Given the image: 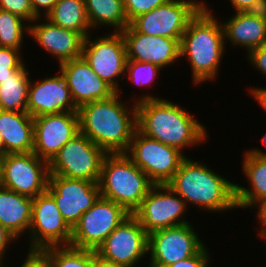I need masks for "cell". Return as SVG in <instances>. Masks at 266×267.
Listing matches in <instances>:
<instances>
[{
  "mask_svg": "<svg viewBox=\"0 0 266 267\" xmlns=\"http://www.w3.org/2000/svg\"><path fill=\"white\" fill-rule=\"evenodd\" d=\"M149 234L133 216L116 227L95 251L101 257L127 267H134L148 255Z\"/></svg>",
  "mask_w": 266,
  "mask_h": 267,
  "instance_id": "obj_16",
  "label": "cell"
},
{
  "mask_svg": "<svg viewBox=\"0 0 266 267\" xmlns=\"http://www.w3.org/2000/svg\"><path fill=\"white\" fill-rule=\"evenodd\" d=\"M3 156H0V186L2 185V173H3Z\"/></svg>",
  "mask_w": 266,
  "mask_h": 267,
  "instance_id": "obj_48",
  "label": "cell"
},
{
  "mask_svg": "<svg viewBox=\"0 0 266 267\" xmlns=\"http://www.w3.org/2000/svg\"><path fill=\"white\" fill-rule=\"evenodd\" d=\"M73 101L80 106L113 96L116 91L101 79L83 57L59 64Z\"/></svg>",
  "mask_w": 266,
  "mask_h": 267,
  "instance_id": "obj_20",
  "label": "cell"
},
{
  "mask_svg": "<svg viewBox=\"0 0 266 267\" xmlns=\"http://www.w3.org/2000/svg\"><path fill=\"white\" fill-rule=\"evenodd\" d=\"M21 50L0 47V68H26Z\"/></svg>",
  "mask_w": 266,
  "mask_h": 267,
  "instance_id": "obj_34",
  "label": "cell"
},
{
  "mask_svg": "<svg viewBox=\"0 0 266 267\" xmlns=\"http://www.w3.org/2000/svg\"><path fill=\"white\" fill-rule=\"evenodd\" d=\"M45 18L55 25L80 33L84 38L92 31L84 0H59Z\"/></svg>",
  "mask_w": 266,
  "mask_h": 267,
  "instance_id": "obj_26",
  "label": "cell"
},
{
  "mask_svg": "<svg viewBox=\"0 0 266 267\" xmlns=\"http://www.w3.org/2000/svg\"><path fill=\"white\" fill-rule=\"evenodd\" d=\"M248 92H250L251 96H253L252 98L255 99L263 108V110L266 112V89L264 88H249Z\"/></svg>",
  "mask_w": 266,
  "mask_h": 267,
  "instance_id": "obj_42",
  "label": "cell"
},
{
  "mask_svg": "<svg viewBox=\"0 0 266 267\" xmlns=\"http://www.w3.org/2000/svg\"><path fill=\"white\" fill-rule=\"evenodd\" d=\"M246 57L249 59L250 64L266 77V43L252 49Z\"/></svg>",
  "mask_w": 266,
  "mask_h": 267,
  "instance_id": "obj_36",
  "label": "cell"
},
{
  "mask_svg": "<svg viewBox=\"0 0 266 267\" xmlns=\"http://www.w3.org/2000/svg\"><path fill=\"white\" fill-rule=\"evenodd\" d=\"M25 33L29 34V24L24 19L0 9V47L21 50Z\"/></svg>",
  "mask_w": 266,
  "mask_h": 267,
  "instance_id": "obj_30",
  "label": "cell"
},
{
  "mask_svg": "<svg viewBox=\"0 0 266 267\" xmlns=\"http://www.w3.org/2000/svg\"><path fill=\"white\" fill-rule=\"evenodd\" d=\"M12 74H29L26 68H0V79L12 78Z\"/></svg>",
  "mask_w": 266,
  "mask_h": 267,
  "instance_id": "obj_44",
  "label": "cell"
},
{
  "mask_svg": "<svg viewBox=\"0 0 266 267\" xmlns=\"http://www.w3.org/2000/svg\"><path fill=\"white\" fill-rule=\"evenodd\" d=\"M78 108L80 133L106 153H125L137 129V106L120 101V94ZM130 112V113H129Z\"/></svg>",
  "mask_w": 266,
  "mask_h": 267,
  "instance_id": "obj_2",
  "label": "cell"
},
{
  "mask_svg": "<svg viewBox=\"0 0 266 267\" xmlns=\"http://www.w3.org/2000/svg\"><path fill=\"white\" fill-rule=\"evenodd\" d=\"M32 206L33 198L0 186V224L17 239L30 229Z\"/></svg>",
  "mask_w": 266,
  "mask_h": 267,
  "instance_id": "obj_24",
  "label": "cell"
},
{
  "mask_svg": "<svg viewBox=\"0 0 266 267\" xmlns=\"http://www.w3.org/2000/svg\"><path fill=\"white\" fill-rule=\"evenodd\" d=\"M168 1L169 0H123L129 24L138 16L143 15L156 7L164 5Z\"/></svg>",
  "mask_w": 266,
  "mask_h": 267,
  "instance_id": "obj_32",
  "label": "cell"
},
{
  "mask_svg": "<svg viewBox=\"0 0 266 267\" xmlns=\"http://www.w3.org/2000/svg\"><path fill=\"white\" fill-rule=\"evenodd\" d=\"M121 33L128 60L153 63L163 69L180 59V40L138 33L130 24Z\"/></svg>",
  "mask_w": 266,
  "mask_h": 267,
  "instance_id": "obj_19",
  "label": "cell"
},
{
  "mask_svg": "<svg viewBox=\"0 0 266 267\" xmlns=\"http://www.w3.org/2000/svg\"><path fill=\"white\" fill-rule=\"evenodd\" d=\"M190 223L149 234V266L167 267L195 255L205 244Z\"/></svg>",
  "mask_w": 266,
  "mask_h": 267,
  "instance_id": "obj_13",
  "label": "cell"
},
{
  "mask_svg": "<svg viewBox=\"0 0 266 267\" xmlns=\"http://www.w3.org/2000/svg\"><path fill=\"white\" fill-rule=\"evenodd\" d=\"M186 157L167 184L187 204L211 212L237 208L235 184L208 165Z\"/></svg>",
  "mask_w": 266,
  "mask_h": 267,
  "instance_id": "obj_4",
  "label": "cell"
},
{
  "mask_svg": "<svg viewBox=\"0 0 266 267\" xmlns=\"http://www.w3.org/2000/svg\"><path fill=\"white\" fill-rule=\"evenodd\" d=\"M0 134L6 154L33 152L34 120L27 112L0 110Z\"/></svg>",
  "mask_w": 266,
  "mask_h": 267,
  "instance_id": "obj_22",
  "label": "cell"
},
{
  "mask_svg": "<svg viewBox=\"0 0 266 267\" xmlns=\"http://www.w3.org/2000/svg\"><path fill=\"white\" fill-rule=\"evenodd\" d=\"M91 29L101 25L112 26L121 32L128 25L123 0H84Z\"/></svg>",
  "mask_w": 266,
  "mask_h": 267,
  "instance_id": "obj_27",
  "label": "cell"
},
{
  "mask_svg": "<svg viewBox=\"0 0 266 267\" xmlns=\"http://www.w3.org/2000/svg\"><path fill=\"white\" fill-rule=\"evenodd\" d=\"M262 143H263V145L266 146V135L263 136ZM248 152L250 154H252V155H256V156H259V157H266V152H264L263 150L261 151L258 148H255V149L254 148L253 149L251 148L250 150H248Z\"/></svg>",
  "mask_w": 266,
  "mask_h": 267,
  "instance_id": "obj_46",
  "label": "cell"
},
{
  "mask_svg": "<svg viewBox=\"0 0 266 267\" xmlns=\"http://www.w3.org/2000/svg\"><path fill=\"white\" fill-rule=\"evenodd\" d=\"M47 191L53 196L64 221L71 229L101 196L96 182L51 174Z\"/></svg>",
  "mask_w": 266,
  "mask_h": 267,
  "instance_id": "obj_15",
  "label": "cell"
},
{
  "mask_svg": "<svg viewBox=\"0 0 266 267\" xmlns=\"http://www.w3.org/2000/svg\"><path fill=\"white\" fill-rule=\"evenodd\" d=\"M100 195L133 214L153 187L148 176L125 153H107L99 179Z\"/></svg>",
  "mask_w": 266,
  "mask_h": 267,
  "instance_id": "obj_5",
  "label": "cell"
},
{
  "mask_svg": "<svg viewBox=\"0 0 266 267\" xmlns=\"http://www.w3.org/2000/svg\"><path fill=\"white\" fill-rule=\"evenodd\" d=\"M244 12L266 21V0H256Z\"/></svg>",
  "mask_w": 266,
  "mask_h": 267,
  "instance_id": "obj_40",
  "label": "cell"
},
{
  "mask_svg": "<svg viewBox=\"0 0 266 267\" xmlns=\"http://www.w3.org/2000/svg\"><path fill=\"white\" fill-rule=\"evenodd\" d=\"M48 267H91L93 250L53 246L35 253Z\"/></svg>",
  "mask_w": 266,
  "mask_h": 267,
  "instance_id": "obj_29",
  "label": "cell"
},
{
  "mask_svg": "<svg viewBox=\"0 0 266 267\" xmlns=\"http://www.w3.org/2000/svg\"><path fill=\"white\" fill-rule=\"evenodd\" d=\"M202 7L188 23L180 40V58L186 57L192 69L193 84L216 79L225 52L222 22Z\"/></svg>",
  "mask_w": 266,
  "mask_h": 267,
  "instance_id": "obj_3",
  "label": "cell"
},
{
  "mask_svg": "<svg viewBox=\"0 0 266 267\" xmlns=\"http://www.w3.org/2000/svg\"><path fill=\"white\" fill-rule=\"evenodd\" d=\"M210 254L204 245L195 255L167 267H209Z\"/></svg>",
  "mask_w": 266,
  "mask_h": 267,
  "instance_id": "obj_35",
  "label": "cell"
},
{
  "mask_svg": "<svg viewBox=\"0 0 266 267\" xmlns=\"http://www.w3.org/2000/svg\"><path fill=\"white\" fill-rule=\"evenodd\" d=\"M91 267H127L121 264H117L115 262H112L110 260H107L100 255H98L94 250H93V258H92V264Z\"/></svg>",
  "mask_w": 266,
  "mask_h": 267,
  "instance_id": "obj_41",
  "label": "cell"
},
{
  "mask_svg": "<svg viewBox=\"0 0 266 267\" xmlns=\"http://www.w3.org/2000/svg\"><path fill=\"white\" fill-rule=\"evenodd\" d=\"M160 69L162 70L161 67L153 63L127 60L125 74L133 84L147 87L154 83L156 76L160 74Z\"/></svg>",
  "mask_w": 266,
  "mask_h": 267,
  "instance_id": "obj_31",
  "label": "cell"
},
{
  "mask_svg": "<svg viewBox=\"0 0 266 267\" xmlns=\"http://www.w3.org/2000/svg\"><path fill=\"white\" fill-rule=\"evenodd\" d=\"M34 120L33 153L48 163L80 133L77 111L37 116Z\"/></svg>",
  "mask_w": 266,
  "mask_h": 267,
  "instance_id": "obj_17",
  "label": "cell"
},
{
  "mask_svg": "<svg viewBox=\"0 0 266 267\" xmlns=\"http://www.w3.org/2000/svg\"><path fill=\"white\" fill-rule=\"evenodd\" d=\"M187 208L184 200L167 184L153 185L132 215L150 234L160 229L190 223L183 216Z\"/></svg>",
  "mask_w": 266,
  "mask_h": 267,
  "instance_id": "obj_12",
  "label": "cell"
},
{
  "mask_svg": "<svg viewBox=\"0 0 266 267\" xmlns=\"http://www.w3.org/2000/svg\"><path fill=\"white\" fill-rule=\"evenodd\" d=\"M256 0H230L234 12H244Z\"/></svg>",
  "mask_w": 266,
  "mask_h": 267,
  "instance_id": "obj_45",
  "label": "cell"
},
{
  "mask_svg": "<svg viewBox=\"0 0 266 267\" xmlns=\"http://www.w3.org/2000/svg\"><path fill=\"white\" fill-rule=\"evenodd\" d=\"M29 24V34L46 52L57 58L59 64L82 57L84 37L73 30L53 24L45 17ZM38 21V22H37ZM35 22V23H34Z\"/></svg>",
  "mask_w": 266,
  "mask_h": 267,
  "instance_id": "obj_21",
  "label": "cell"
},
{
  "mask_svg": "<svg viewBox=\"0 0 266 267\" xmlns=\"http://www.w3.org/2000/svg\"><path fill=\"white\" fill-rule=\"evenodd\" d=\"M125 154L154 185L168 184L187 157L179 149L147 137L138 129Z\"/></svg>",
  "mask_w": 266,
  "mask_h": 267,
  "instance_id": "obj_6",
  "label": "cell"
},
{
  "mask_svg": "<svg viewBox=\"0 0 266 267\" xmlns=\"http://www.w3.org/2000/svg\"><path fill=\"white\" fill-rule=\"evenodd\" d=\"M19 267H48L35 253H28Z\"/></svg>",
  "mask_w": 266,
  "mask_h": 267,
  "instance_id": "obj_43",
  "label": "cell"
},
{
  "mask_svg": "<svg viewBox=\"0 0 266 267\" xmlns=\"http://www.w3.org/2000/svg\"><path fill=\"white\" fill-rule=\"evenodd\" d=\"M258 208L256 217L258 218L259 223L261 222V229L258 236L264 240L266 239V199L259 200L257 203L253 204L251 208Z\"/></svg>",
  "mask_w": 266,
  "mask_h": 267,
  "instance_id": "obj_38",
  "label": "cell"
},
{
  "mask_svg": "<svg viewBox=\"0 0 266 267\" xmlns=\"http://www.w3.org/2000/svg\"><path fill=\"white\" fill-rule=\"evenodd\" d=\"M245 156V157H244ZM242 170L249 181L250 189L235 184L237 208H251L259 200L266 199V157L244 153Z\"/></svg>",
  "mask_w": 266,
  "mask_h": 267,
  "instance_id": "obj_25",
  "label": "cell"
},
{
  "mask_svg": "<svg viewBox=\"0 0 266 267\" xmlns=\"http://www.w3.org/2000/svg\"><path fill=\"white\" fill-rule=\"evenodd\" d=\"M90 36L84 39L82 57L101 79L119 93L118 80L125 78L128 60L122 33L112 30L102 37L91 39Z\"/></svg>",
  "mask_w": 266,
  "mask_h": 267,
  "instance_id": "obj_10",
  "label": "cell"
},
{
  "mask_svg": "<svg viewBox=\"0 0 266 267\" xmlns=\"http://www.w3.org/2000/svg\"><path fill=\"white\" fill-rule=\"evenodd\" d=\"M106 154L86 135L79 133L48 163L49 174L98 183Z\"/></svg>",
  "mask_w": 266,
  "mask_h": 267,
  "instance_id": "obj_7",
  "label": "cell"
},
{
  "mask_svg": "<svg viewBox=\"0 0 266 267\" xmlns=\"http://www.w3.org/2000/svg\"><path fill=\"white\" fill-rule=\"evenodd\" d=\"M30 74H12L0 79V110L27 112Z\"/></svg>",
  "mask_w": 266,
  "mask_h": 267,
  "instance_id": "obj_28",
  "label": "cell"
},
{
  "mask_svg": "<svg viewBox=\"0 0 266 267\" xmlns=\"http://www.w3.org/2000/svg\"><path fill=\"white\" fill-rule=\"evenodd\" d=\"M28 235L31 239L28 253H36L53 246L70 245L72 229L64 221L56 201L47 190L33 198Z\"/></svg>",
  "mask_w": 266,
  "mask_h": 267,
  "instance_id": "obj_9",
  "label": "cell"
},
{
  "mask_svg": "<svg viewBox=\"0 0 266 267\" xmlns=\"http://www.w3.org/2000/svg\"><path fill=\"white\" fill-rule=\"evenodd\" d=\"M137 98V129L145 136L181 152L206 141L205 126L179 104L157 98L151 93Z\"/></svg>",
  "mask_w": 266,
  "mask_h": 267,
  "instance_id": "obj_1",
  "label": "cell"
},
{
  "mask_svg": "<svg viewBox=\"0 0 266 267\" xmlns=\"http://www.w3.org/2000/svg\"><path fill=\"white\" fill-rule=\"evenodd\" d=\"M59 0H31L34 12L39 17H45ZM43 11V12H42Z\"/></svg>",
  "mask_w": 266,
  "mask_h": 267,
  "instance_id": "obj_39",
  "label": "cell"
},
{
  "mask_svg": "<svg viewBox=\"0 0 266 267\" xmlns=\"http://www.w3.org/2000/svg\"><path fill=\"white\" fill-rule=\"evenodd\" d=\"M58 73L55 76L45 77L40 82L30 81L27 113L33 118L78 111L64 76L61 72Z\"/></svg>",
  "mask_w": 266,
  "mask_h": 267,
  "instance_id": "obj_18",
  "label": "cell"
},
{
  "mask_svg": "<svg viewBox=\"0 0 266 267\" xmlns=\"http://www.w3.org/2000/svg\"><path fill=\"white\" fill-rule=\"evenodd\" d=\"M130 215L119 204L100 196L72 228L70 246L96 251L110 233Z\"/></svg>",
  "mask_w": 266,
  "mask_h": 267,
  "instance_id": "obj_8",
  "label": "cell"
},
{
  "mask_svg": "<svg viewBox=\"0 0 266 267\" xmlns=\"http://www.w3.org/2000/svg\"><path fill=\"white\" fill-rule=\"evenodd\" d=\"M226 39L234 46H241L247 54L254 48L266 43V21L248 15L245 12H236L227 21L222 23Z\"/></svg>",
  "mask_w": 266,
  "mask_h": 267,
  "instance_id": "obj_23",
  "label": "cell"
},
{
  "mask_svg": "<svg viewBox=\"0 0 266 267\" xmlns=\"http://www.w3.org/2000/svg\"><path fill=\"white\" fill-rule=\"evenodd\" d=\"M6 152H5V145H4V140L2 135L0 134V156H5Z\"/></svg>",
  "mask_w": 266,
  "mask_h": 267,
  "instance_id": "obj_47",
  "label": "cell"
},
{
  "mask_svg": "<svg viewBox=\"0 0 266 267\" xmlns=\"http://www.w3.org/2000/svg\"><path fill=\"white\" fill-rule=\"evenodd\" d=\"M48 162L33 152L9 153L3 159L2 187L31 198L48 186Z\"/></svg>",
  "mask_w": 266,
  "mask_h": 267,
  "instance_id": "obj_14",
  "label": "cell"
},
{
  "mask_svg": "<svg viewBox=\"0 0 266 267\" xmlns=\"http://www.w3.org/2000/svg\"><path fill=\"white\" fill-rule=\"evenodd\" d=\"M0 9L20 16L29 24L39 17L33 10L31 0H0Z\"/></svg>",
  "mask_w": 266,
  "mask_h": 267,
  "instance_id": "obj_33",
  "label": "cell"
},
{
  "mask_svg": "<svg viewBox=\"0 0 266 267\" xmlns=\"http://www.w3.org/2000/svg\"><path fill=\"white\" fill-rule=\"evenodd\" d=\"M206 6L197 0H169L138 16L130 25L138 33L181 40L190 20Z\"/></svg>",
  "mask_w": 266,
  "mask_h": 267,
  "instance_id": "obj_11",
  "label": "cell"
},
{
  "mask_svg": "<svg viewBox=\"0 0 266 267\" xmlns=\"http://www.w3.org/2000/svg\"><path fill=\"white\" fill-rule=\"evenodd\" d=\"M13 240H17V238L10 232L8 231L4 226L0 224V267H3L2 265L4 264L2 259H5L4 255L6 254L5 252L7 251L6 248L9 244L12 242L14 243Z\"/></svg>",
  "mask_w": 266,
  "mask_h": 267,
  "instance_id": "obj_37",
  "label": "cell"
}]
</instances>
